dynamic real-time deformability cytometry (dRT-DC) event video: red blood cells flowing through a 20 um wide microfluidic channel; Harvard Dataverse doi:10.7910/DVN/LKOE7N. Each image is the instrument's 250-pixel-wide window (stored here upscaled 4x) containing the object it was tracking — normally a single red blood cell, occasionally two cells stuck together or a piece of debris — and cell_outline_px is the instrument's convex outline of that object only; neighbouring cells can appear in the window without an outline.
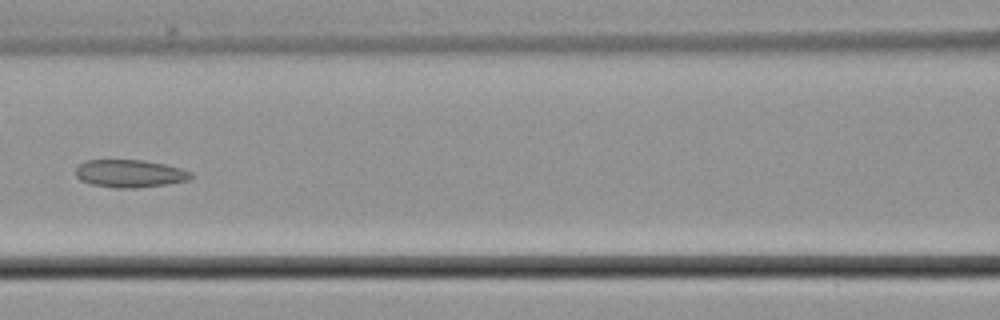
{"species": "common noctule bat (a hibernating species)", "species_latin": "Nyctalus noctula", "temperature_condition": "cold", "stored_images_in_passage": 7, "camera_frame_rate_fps": 3000, "um_per_image_px": 0.085, "animal": {"sex": "male", "body_mass_g": 21.5, "forearm_length_mm": 52.0}, "frame": {"image": 1, "passage_image": 7, "time_ms": 8.333, "image_size_px": [1000, 320], "cell_outline_px": [[192, 180], [168, 184], [136, 188], [116, 188], [88, 184], [80, 180], [76, 176], [76, 168], [84, 160], [140, 160], [164, 164], [180, 168], [192, 172]], "centroid_in_image_um": [11.03, 14.76], "position_along_channel_um": 155.6, "area_um2": 18.79}}